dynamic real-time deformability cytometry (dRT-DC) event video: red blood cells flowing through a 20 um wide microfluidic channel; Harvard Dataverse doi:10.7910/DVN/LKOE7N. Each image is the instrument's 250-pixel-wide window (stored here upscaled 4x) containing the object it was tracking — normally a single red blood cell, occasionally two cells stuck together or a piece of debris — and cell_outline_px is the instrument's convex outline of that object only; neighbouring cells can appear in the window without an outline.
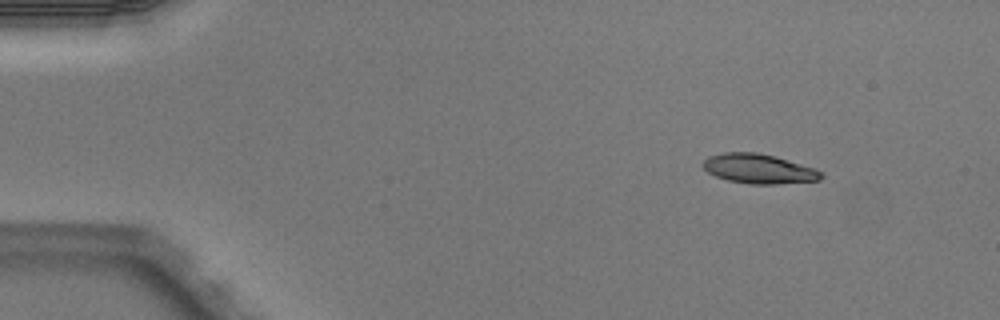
{"species": "Egyptian fruit bat (a non-hibernating species)", "species_latin": "Rousettus aegyptiacus", "temperature_condition": "warm", "stored_images_in_passage": 4, "camera_frame_rate_fps": 3000, "um_per_image_px": 0.085, "animal": {"sex": "male"}, "frame": {"image": 1, "passage_image": 1, "time_ms": 0.0, "image_size_px": [1000, 320], "cell_outline_px": [[824, 176], [820, 180], [776, 184], [752, 184], [728, 180], [716, 176], [708, 172], [700, 164], [708, 156], [724, 152], [756, 152], [772, 156], [816, 168], [824, 172]], "centroid_in_image_um": [64.5, 14.35], "position_along_channel_um": 20.5, "area_um2": 20.35}}